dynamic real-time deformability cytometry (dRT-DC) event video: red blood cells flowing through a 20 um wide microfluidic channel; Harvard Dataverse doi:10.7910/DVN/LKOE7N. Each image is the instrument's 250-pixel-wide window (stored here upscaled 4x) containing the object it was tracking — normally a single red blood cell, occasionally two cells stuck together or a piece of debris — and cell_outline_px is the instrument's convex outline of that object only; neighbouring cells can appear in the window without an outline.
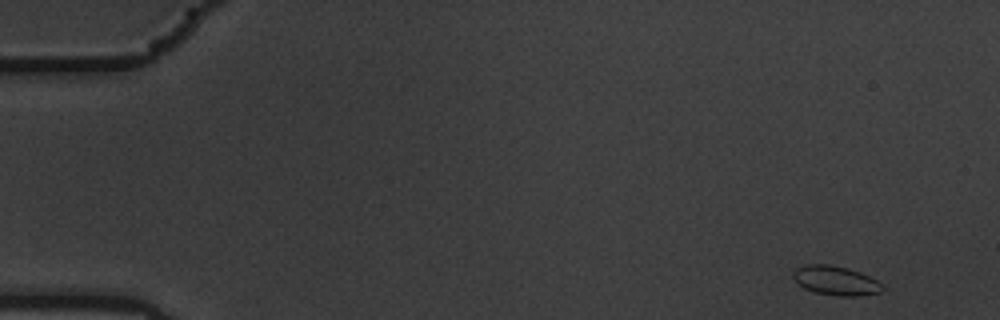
{"species": "common noctule bat (a hibernating species)", "species_latin": "Nyctalus noctula", "temperature_condition": "warm", "stored_images_in_passage": 55, "camera_frame_rate_fps": 3000, "um_per_image_px": 0.085, "animal": {"sex": "male", "body_mass_g": 19.5, "forearm_length_mm": 54.6}, "frame": {"image": 1, "passage_image": 1, "time_ms": 0.0, "image_size_px": [1000, 320], "cell_outline_px": [[884, 288], [880, 292], [860, 296], [836, 296], [816, 292], [804, 288], [792, 276], [792, 272], [796, 268], [804, 264], [828, 264], [848, 268], [860, 272], [884, 284]], "centroid_in_image_um": [71.05, 23.84], "position_along_channel_um": 14.0, "area_um2": 15.26}}
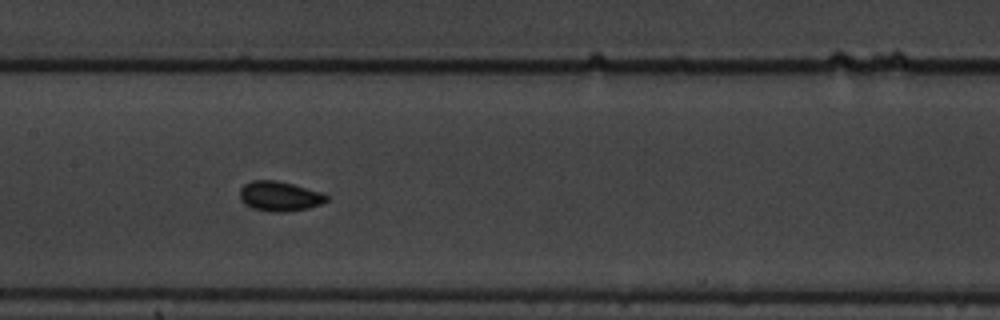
{"frame": {"image": 2, "passage_image": 26, "time_ms": 8.333, "image_size_px": [1000, 320], "cell_outline_px": [[328, 200], [320, 204], [308, 208], [288, 212], [272, 212], [252, 208], [244, 204], [240, 200], [240, 188], [244, 184], [252, 180], [276, 180], [324, 192], [328, 196]], "centroid_in_image_um": [23.76, 16.68], "position_along_channel_um": 183.6, "area_um2": 15.26}}
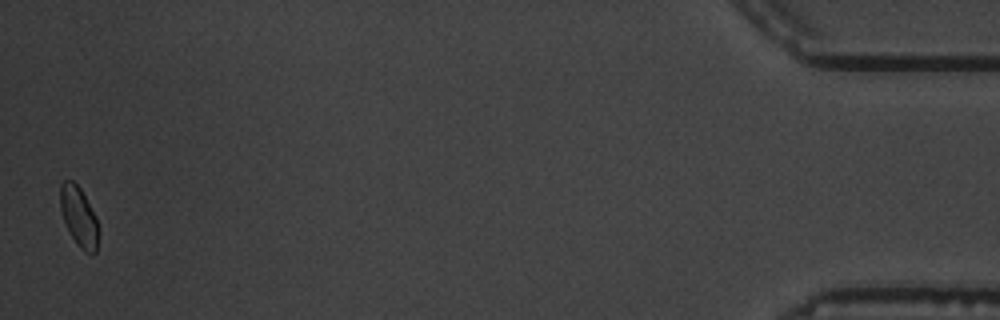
{"frame": {"image": 3, "passage_image": 54, "time_ms": 17.667, "image_size_px": [1000, 320], "cell_outline_px": [[96, 252], [84, 252], [76, 244], [64, 220], [60, 208], [60, 184], [64, 180], [72, 180], [80, 188], [96, 216]], "centroid_in_image_um": [6.66, 18.36], "position_along_channel_um": 428.5, "area_um2": 12.83}, "authors_computed_cell_mechanics": {"area_um2": 14.3344, "velocity_mm_per_s": 3.562, "shape_relaxation_time_tau1_ms": 2.7687, "shape_relaxation_time_tau2_ms": 0.4607, "deformation_change_tau1": 0.056, "deformation_change_tau2": 0.0412}}